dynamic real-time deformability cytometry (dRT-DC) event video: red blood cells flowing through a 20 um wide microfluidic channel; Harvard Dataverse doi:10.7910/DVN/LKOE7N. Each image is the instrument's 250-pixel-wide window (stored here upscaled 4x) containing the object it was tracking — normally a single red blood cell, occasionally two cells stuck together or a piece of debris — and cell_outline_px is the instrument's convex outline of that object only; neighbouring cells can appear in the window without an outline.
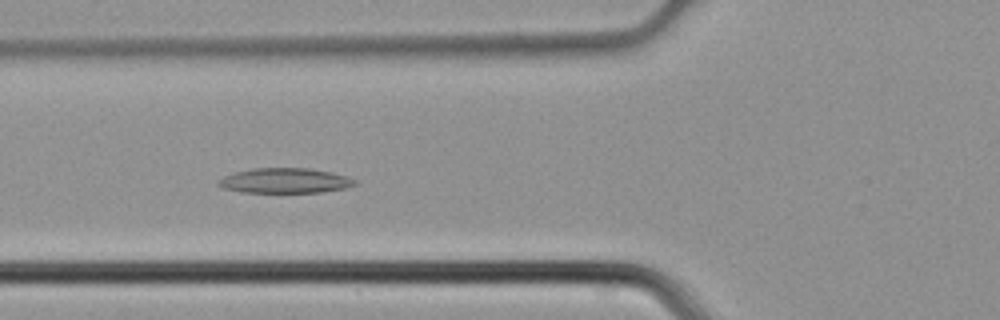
{"species": "common noctule bat (a hibernating species)", "species_latin": "Nyctalus noctula", "temperature_condition": "cold", "stored_images_in_passage": 45, "camera_frame_rate_fps": 3000, "um_per_image_px": 0.085, "animal": {"sex": "male", "body_mass_g": 21.5, "forearm_length_mm": 52.0}, "frame": {"image": 1, "passage_image": 17, "time_ms": 5.333, "image_size_px": [1000, 320], "cell_outline_px": [[356, 184], [348, 188], [324, 192], [240, 192], [224, 188], [216, 184], [216, 180], [224, 176], [236, 172], [252, 168], [308, 168], [332, 172], [356, 180]], "centroid_in_image_um": [24.21, 15.36], "position_along_channel_um": 101.6, "area_um2": 19.94}}
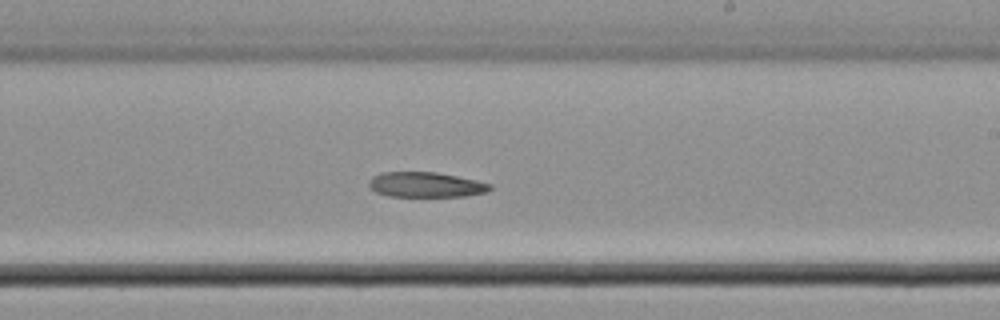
{"frame": {"image": 2, "passage_image": 27, "time_ms": 8.667, "image_size_px": [1000, 320], "cell_outline_px": [[492, 188], [488, 192], [464, 196], [388, 196], [376, 192], [368, 184], [368, 180], [372, 176], [384, 172], [436, 172], [476, 180], [492, 184]], "centroid_in_image_um": [36.2, 15.7], "position_along_channel_um": 252.8, "area_um2": 17.69}}
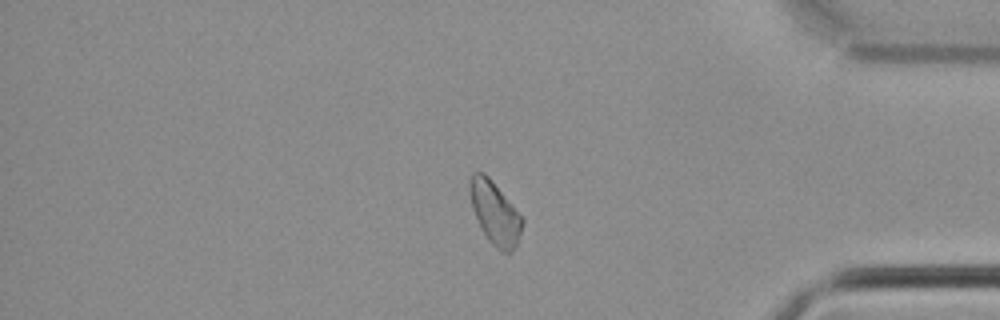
{"frame": {"image": 3, "passage_image": 38, "time_ms": 12.333, "image_size_px": [1000, 320], "cell_outline_px": [[524, 220], [516, 244], [512, 252], [504, 252], [496, 248], [488, 240], [472, 208], [468, 184], [468, 180], [472, 172], [484, 172], [488, 176]], "centroid_in_image_um": [42.03, 18.07], "position_along_channel_um": 393.2, "area_um2": 18.73}}